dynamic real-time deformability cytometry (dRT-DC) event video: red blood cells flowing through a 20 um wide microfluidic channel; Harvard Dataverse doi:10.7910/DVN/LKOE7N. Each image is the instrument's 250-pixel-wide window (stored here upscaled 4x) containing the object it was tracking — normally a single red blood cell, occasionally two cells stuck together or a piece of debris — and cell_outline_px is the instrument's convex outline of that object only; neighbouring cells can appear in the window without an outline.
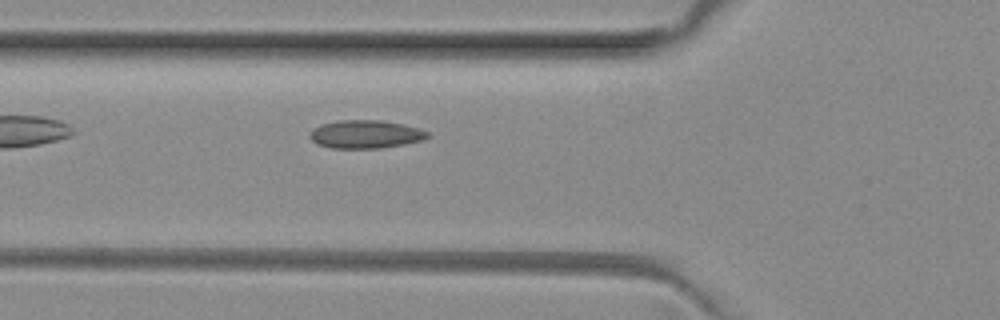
{"species": "common noctule bat (a hibernating species)", "species_latin": "Nyctalus noctula", "temperature_condition": "room temperature", "stored_images_in_passage": 5, "camera_frame_rate_fps": 3000, "um_per_image_px": 0.085, "animal": {"sex": "female", "body_mass_g": 29.2, "forearm_length_mm": 56.3}, "frame": {"image": 1, "passage_image": 5, "time_ms": 1.333, "image_size_px": [1000, 320], "cell_outline_px": [[428, 136], [420, 140], [404, 144], [380, 148], [332, 148], [316, 144], [308, 136], [308, 132], [312, 128], [320, 124], [340, 120], [380, 120], [404, 124], [420, 128], [428, 132]], "centroid_in_image_um": [31.01, 11.4], "position_along_channel_um": 94.8, "area_um2": 19.42}}